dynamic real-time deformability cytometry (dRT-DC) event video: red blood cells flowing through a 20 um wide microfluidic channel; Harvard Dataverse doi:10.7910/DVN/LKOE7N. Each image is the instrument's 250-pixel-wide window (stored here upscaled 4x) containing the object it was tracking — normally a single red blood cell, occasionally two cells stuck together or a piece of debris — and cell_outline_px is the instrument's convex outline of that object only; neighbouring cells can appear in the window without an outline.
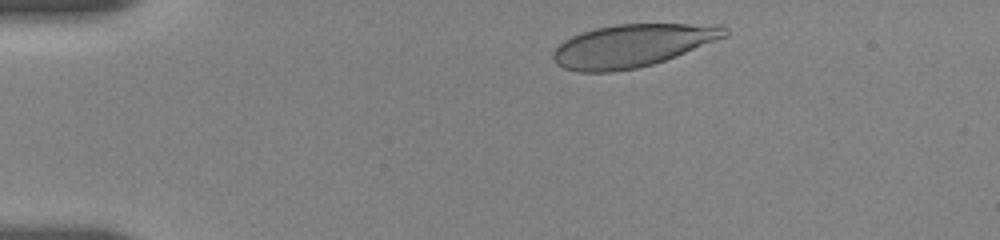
{"species": "human", "species_latin": "Homo sapiens", "temperature_condition": "room temperature", "stored_images_in_passage": 9, "camera_frame_rate_fps": 3000, "um_per_image_px": 0.085, "donor": {"sex": "female"}, "frame": {"image": 1, "passage_image": 1, "time_ms": 0.0, "image_size_px": [1000, 240], "cell_outline_px": [[728, 36], [676, 56], [652, 64], [636, 68], [612, 72], [580, 72], [564, 68], [556, 64], [552, 56], [552, 52], [564, 40], [572, 36], [596, 28], [616, 24], [716, 24], [728, 28]], "centroid_in_image_um": [53.76, 3.87], "position_along_channel_um": 31.2, "area_um2": 42.66}}
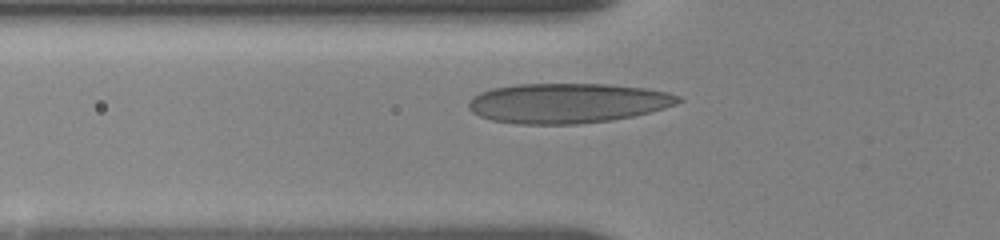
{"frame": {"image": 2, "passage_image": 7, "time_ms": 3.0, "image_size_px": [1000, 240], "cell_outline_px": [[684, 100], [676, 104], [664, 108], [632, 116], [612, 120], [576, 124], [516, 124], [492, 120], [480, 116], [472, 112], [468, 108], [468, 104], [472, 96], [480, 92], [492, 88], [516, 84], [608, 84], [644, 88], [668, 92], [680, 96]], "centroid_in_image_um": [48.22, 8.76], "position_along_channel_um": 77.6, "area_um2": 48.84}}
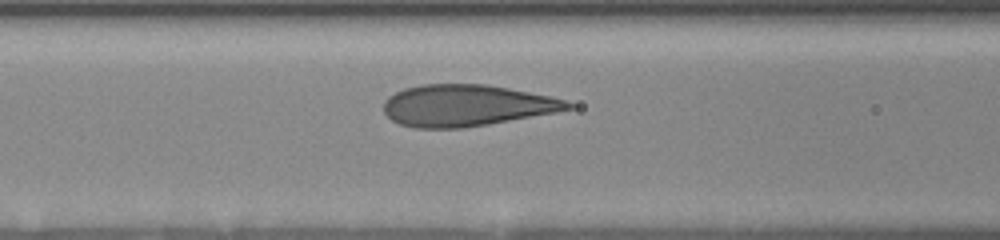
{"frame": {"image": 3, "passage_image": 9, "time_ms": 4.333, "image_size_px": [1000, 240], "cell_outline_px": [[576, 104], [572, 108], [556, 112], [488, 124], [464, 128], [412, 128], [400, 124], [392, 120], [384, 112], [384, 100], [388, 96], [404, 88], [420, 84], [484, 84], [508, 88], [552, 96]], "centroid_in_image_um": [39.63, 8.96], "position_along_channel_um": 127.0, "area_um2": 44.62}}